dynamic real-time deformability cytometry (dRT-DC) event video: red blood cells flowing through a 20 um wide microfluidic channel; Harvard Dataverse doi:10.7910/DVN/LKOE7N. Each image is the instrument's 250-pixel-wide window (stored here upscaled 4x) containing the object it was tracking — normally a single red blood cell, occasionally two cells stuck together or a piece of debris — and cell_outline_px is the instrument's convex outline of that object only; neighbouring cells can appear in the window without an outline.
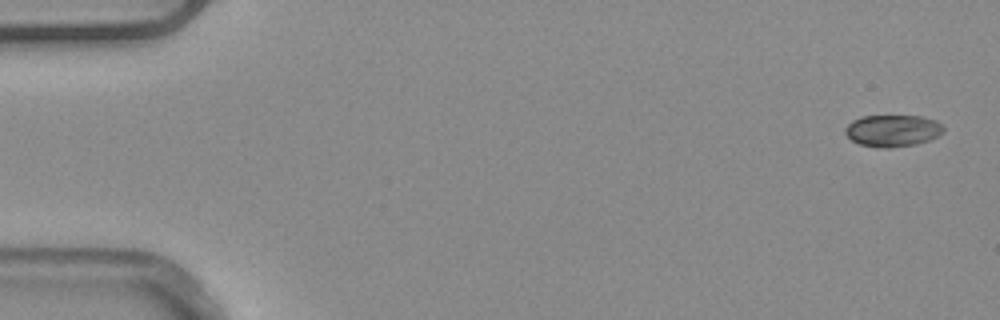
{"species": "common noctule bat (a hibernating species)", "species_latin": "Nyctalus noctula", "temperature_condition": "warm", "stored_images_in_passage": 6, "segment_of_instrument_passage": [1, 2], "camera_frame_rate_fps": 3000, "um_per_image_px": 0.085, "animal": {"sex": "male", "body_mass_g": 20.4}, "frame": {"image": 1, "passage_image": 1, "time_ms": 0.0, "image_size_px": [1000, 320], "cell_outline_px": [[944, 132], [928, 140], [916, 144], [888, 148], [880, 148], [860, 144], [852, 140], [844, 132], [844, 128], [852, 120], [860, 116], [924, 116], [936, 120], [944, 128]], "centroid_in_image_um": [75.86, 11.1], "position_along_channel_um": 9.1, "area_um2": 18.26}}